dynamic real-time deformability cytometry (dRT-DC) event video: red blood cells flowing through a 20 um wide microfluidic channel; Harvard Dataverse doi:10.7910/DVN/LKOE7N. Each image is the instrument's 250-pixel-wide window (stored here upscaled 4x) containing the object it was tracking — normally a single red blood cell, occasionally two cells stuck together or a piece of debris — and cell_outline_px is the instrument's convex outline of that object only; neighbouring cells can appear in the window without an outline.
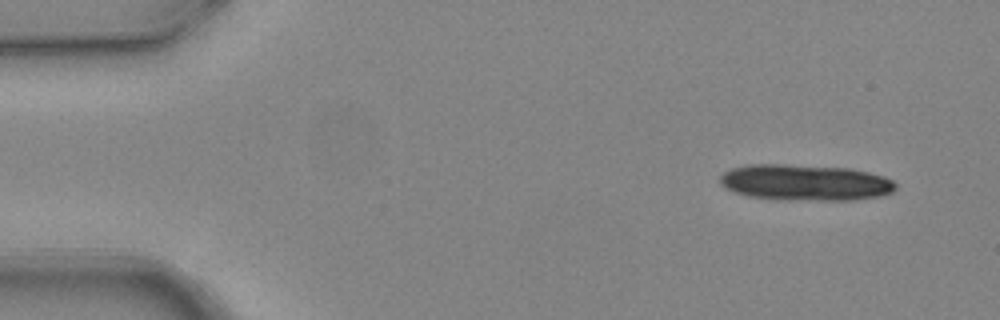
{"species": "common noctule bat (a hibernating species)", "species_latin": "Nyctalus noctula", "temperature_condition": "warm", "stored_images_in_passage": 5, "segment_of_instrument_passage": [1, 2], "camera_frame_rate_fps": 3000, "um_per_image_px": 0.085, "animal": {"sex": "female", "body_mass_g": 24.6, "forearm_length_mm": 56.2}, "frame": {"image": 1, "passage_image": 1, "time_ms": 0.0, "image_size_px": [1000, 320], "cell_outline_px": [[896, 188], [892, 192], [880, 196], [852, 200], [780, 200], [748, 196], [732, 192], [724, 188], [720, 184], [720, 176], [724, 172], [732, 168], [748, 164], [784, 164], [848, 168], [868, 172], [884, 176], [892, 180], [896, 184]], "centroid_in_image_um": [68.4, 15.52], "position_along_channel_um": 16.6, "area_um2": 37.28}}